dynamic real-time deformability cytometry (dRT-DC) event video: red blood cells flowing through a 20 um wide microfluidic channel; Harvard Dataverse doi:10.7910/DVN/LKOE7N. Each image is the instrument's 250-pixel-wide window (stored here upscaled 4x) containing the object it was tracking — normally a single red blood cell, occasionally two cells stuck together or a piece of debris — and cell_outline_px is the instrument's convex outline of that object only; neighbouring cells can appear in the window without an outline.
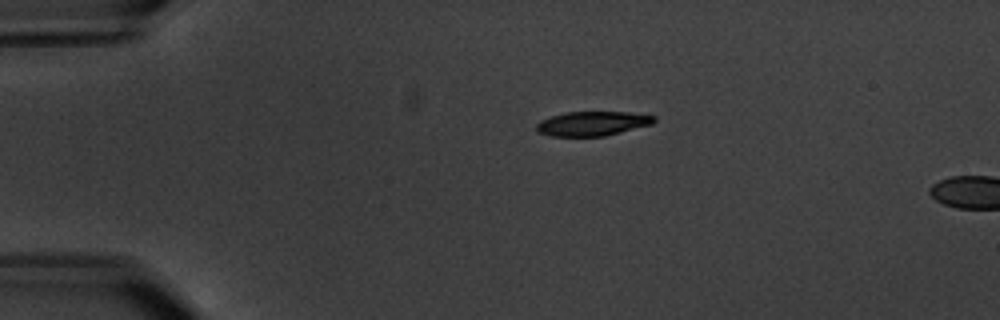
{"species": "common noctule bat (a hibernating species)", "species_latin": "Nyctalus noctula", "temperature_condition": "warm", "stored_images_in_passage": 3, "camera_frame_rate_fps": 3000, "um_per_image_px": 0.085, "animal": {"sex": "male", "body_mass_g": 20.1, "forearm_length_mm": 53.5}, "frame": {"image": 1, "passage_image": 2, "time_ms": 1.333, "image_size_px": [1000, 320], "cell_outline_px": [[656, 120], [652, 124], [604, 136], [548, 136], [536, 132], [536, 124], [540, 120], [552, 116], [568, 112], [628, 112], [656, 116]], "centroid_in_image_um": [50.33, 10.5], "position_along_channel_um": 34.7, "area_um2": 16.7}}